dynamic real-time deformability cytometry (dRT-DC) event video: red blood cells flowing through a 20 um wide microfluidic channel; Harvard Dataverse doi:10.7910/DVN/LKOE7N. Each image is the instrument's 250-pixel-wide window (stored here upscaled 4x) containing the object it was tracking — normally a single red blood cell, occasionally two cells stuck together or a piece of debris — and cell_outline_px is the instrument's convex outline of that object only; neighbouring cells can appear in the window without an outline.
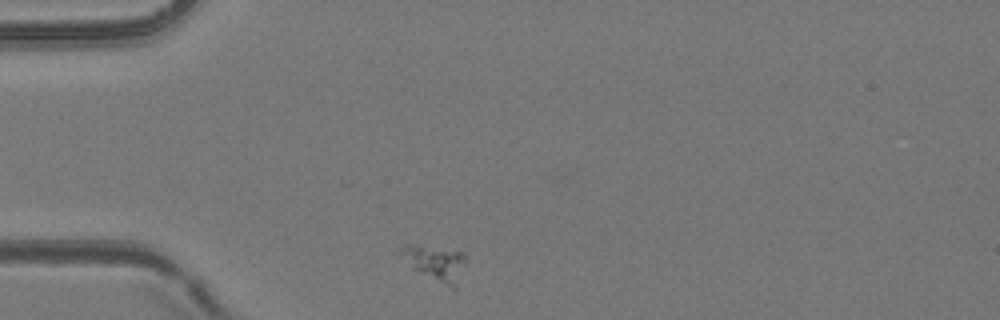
{"species": "common noctule bat (a hibernating species)", "species_latin": "Nyctalus noctula", "temperature_condition": "room temperature", "stored_images_in_passage": 13, "camera_frame_rate_fps": 3000, "um_per_image_px": 0.085, "animal": {"sex": "female", "body_mass_g": 24.6, "forearm_length_mm": 56.2}, "frame": {"image": 1, "passage_image": 1, "time_ms": 0.0, "image_size_px": [1000, 320], "cell_outline_px": [[464, 260], [456, 288], [452, 288], [412, 268], [400, 252], [408, 244], [464, 252]], "centroid_in_image_um": [37.03, 22.35], "position_along_channel_um": 48.0, "area_um2": 12.37}}
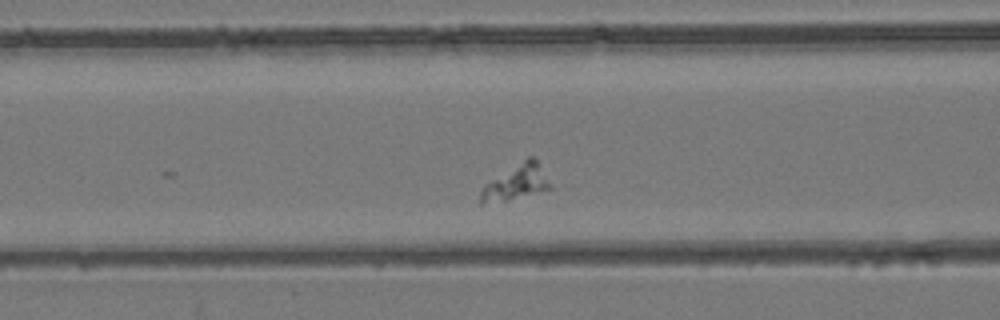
{"frame": {"image": 2, "passage_image": 9, "time_ms": 2.667, "image_size_px": [1000, 320], "cell_outline_px": [[552, 188], [508, 200], [480, 204], [480, 192], [484, 184], [528, 156], [532, 156], [536, 160]], "centroid_in_image_um": [43.82, 15.51], "position_along_channel_um": 122.8, "area_um2": 13.87}}
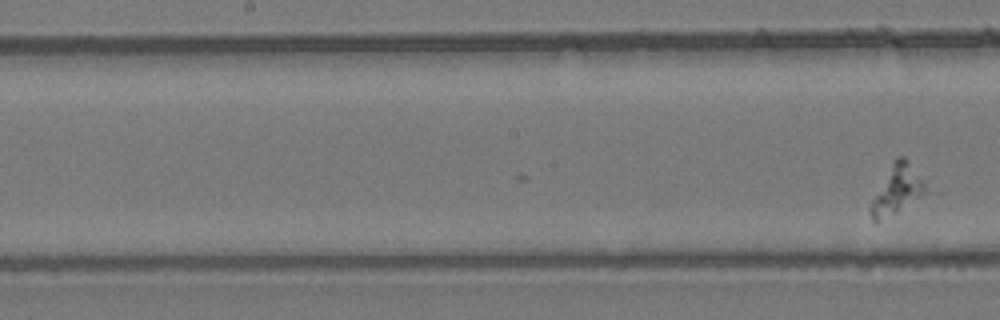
{"frame": {"image": 3, "passage_image": 13, "time_ms": 4.0, "image_size_px": [1000, 320], "cell_outline_px": [[940, 192], [876, 220], [872, 220], [868, 208], [872, 200], [896, 156], [904, 156]], "centroid_in_image_um": [76.52, 16.08], "position_along_channel_um": 171.7, "area_um2": 16.76}}